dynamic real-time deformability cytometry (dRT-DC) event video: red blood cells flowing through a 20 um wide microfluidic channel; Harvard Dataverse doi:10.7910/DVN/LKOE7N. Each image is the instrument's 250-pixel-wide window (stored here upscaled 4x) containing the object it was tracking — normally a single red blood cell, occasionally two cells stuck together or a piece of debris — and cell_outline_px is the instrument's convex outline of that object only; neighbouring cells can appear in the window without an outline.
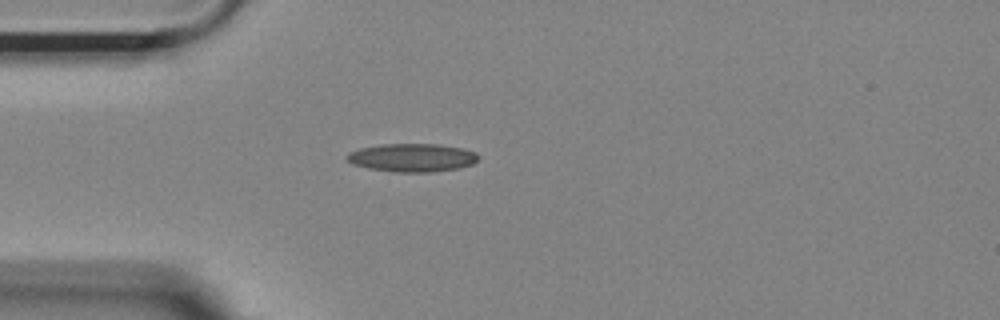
{"species": "Egyptian fruit bat (a non-hibernating species)", "species_latin": "Rousettus aegyptiacus", "temperature_condition": "room temperature", "stored_images_in_passage": 40, "camera_frame_rate_fps": 3000, "um_per_image_px": 0.085, "animal": {"sex": "female"}, "frame": {"image": 1, "passage_image": 1, "time_ms": 0.0, "image_size_px": [1000, 320], "cell_outline_px": [[480, 156], [472, 164], [460, 168], [432, 172], [396, 172], [368, 168], [352, 164], [344, 156], [348, 152], [360, 148], [380, 144], [436, 144], [464, 148], [476, 152]], "centroid_in_image_um": [35.03, 13.39], "position_along_channel_um": 50.0, "area_um2": 21.79}}
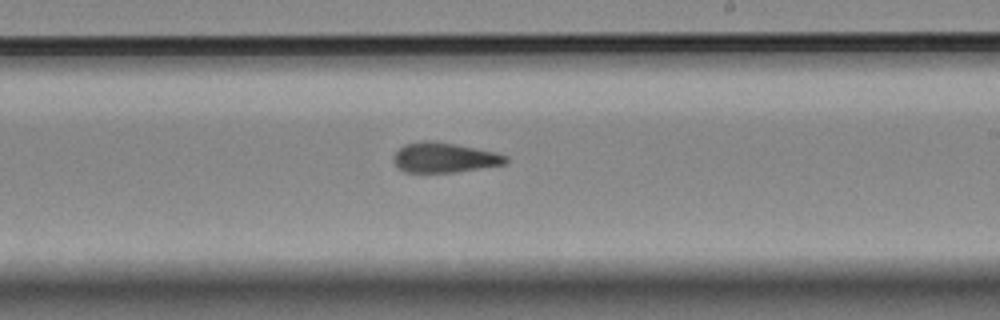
{"frame": {"image": 2, "passage_image": 18, "time_ms": 5.667, "image_size_px": [1000, 320], "cell_outline_px": [[508, 160], [504, 164], [456, 172], [404, 172], [392, 160], [392, 156], [404, 144], [420, 140], [432, 140], [456, 144], [496, 152], [508, 156]], "centroid_in_image_um": [37.75, 13.38], "position_along_channel_um": 251.3, "area_um2": 19.65}}
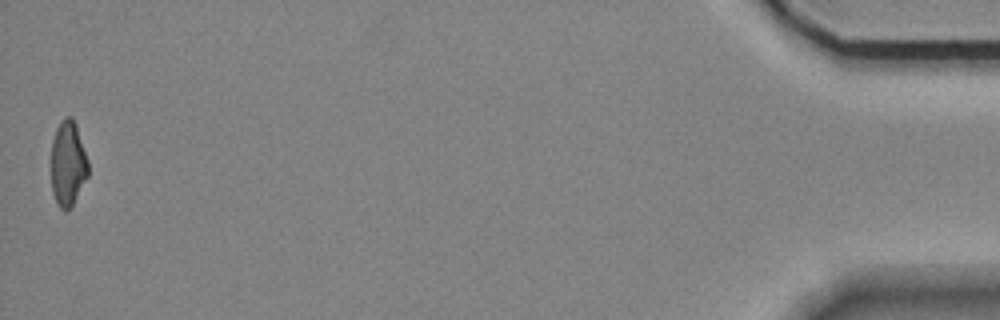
{"frame": {"image": 3, "passage_image": 40, "time_ms": 13.0, "image_size_px": [1000, 320], "cell_outline_px": [[88, 176], [72, 204], [64, 212], [60, 208], [52, 192], [52, 140], [56, 128], [60, 120], [64, 116], [72, 116], [76, 124], [88, 160]], "centroid_in_image_um": [5.77, 13.85], "position_along_channel_um": 429.4, "area_um2": 18.26}, "authors_computed_cell_mechanics": {"area_um2": 19.7387, "velocity_mm_per_s": 3.7052, "shape_relaxation_time_tau1_ms": null, "shape_relaxation_time_tau2_ms": 1.6953, "deformation_change_tau1": null, "deformation_change_tau2": 0.0974}}